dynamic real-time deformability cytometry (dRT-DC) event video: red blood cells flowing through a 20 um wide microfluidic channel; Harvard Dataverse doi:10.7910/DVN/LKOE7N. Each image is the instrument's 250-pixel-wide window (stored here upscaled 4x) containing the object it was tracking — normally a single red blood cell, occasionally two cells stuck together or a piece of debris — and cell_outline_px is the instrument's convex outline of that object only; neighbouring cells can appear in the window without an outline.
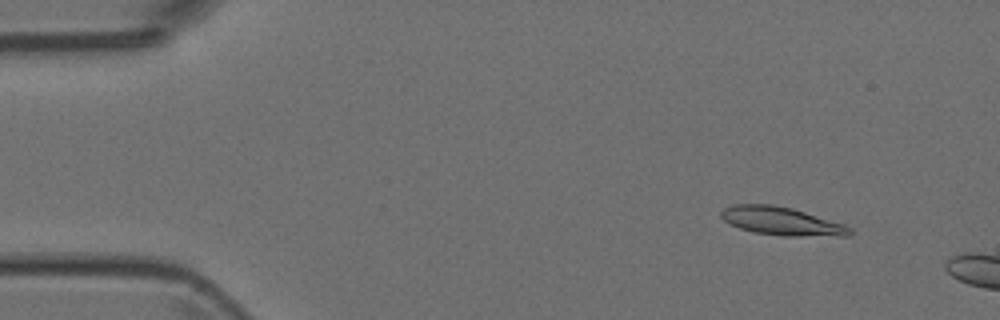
{"species": "Egyptian fruit bat (a non-hibernating species)", "species_latin": "Rousettus aegyptiacus", "temperature_condition": "room temperature", "stored_images_in_passage": 8, "camera_frame_rate_fps": 3000, "um_per_image_px": 0.085, "animal": {"sex": "female"}, "frame": {"image": 1, "passage_image": 5, "time_ms": 1.333, "image_size_px": [1000, 320], "cell_outline_px": [[852, 232], [848, 236], [784, 236], [756, 232], [740, 228], [724, 220], [720, 216], [720, 212], [724, 208], [732, 204], [772, 204], [792, 208], [844, 224], [852, 228]], "centroid_in_image_um": [66.45, 18.79], "position_along_channel_um": 18.6, "area_um2": 21.1}}